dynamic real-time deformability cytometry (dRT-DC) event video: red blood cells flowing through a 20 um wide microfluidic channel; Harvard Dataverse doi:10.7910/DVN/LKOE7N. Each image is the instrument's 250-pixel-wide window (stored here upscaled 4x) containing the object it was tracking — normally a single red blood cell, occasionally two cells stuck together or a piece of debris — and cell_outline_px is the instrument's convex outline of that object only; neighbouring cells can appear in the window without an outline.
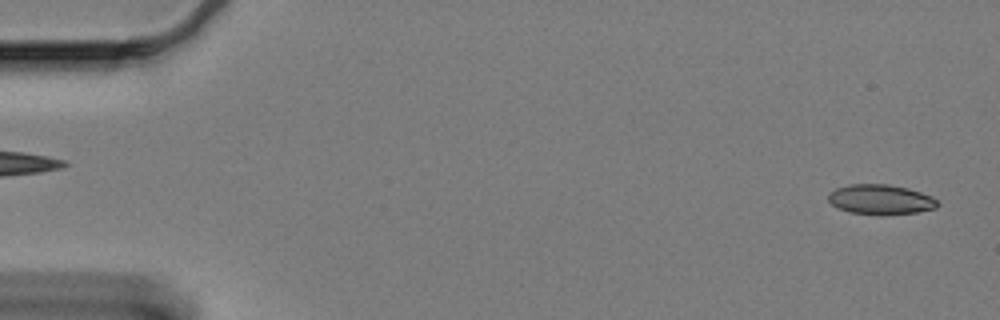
{"species": "Egyptian fruit bat (a non-hibernating species)", "species_latin": "Rousettus aegyptiacus", "temperature_condition": "cold", "stored_images_in_passage": 61, "camera_frame_rate_fps": 3000, "um_per_image_px": 0.085, "animal": {"sex": "female"}, "frame": {"image": 1, "passage_image": 3, "time_ms": 0.667, "image_size_px": [1000, 320], "cell_outline_px": [[940, 204], [936, 208], [916, 212], [848, 212], [832, 204], [828, 200], [828, 192], [836, 188], [848, 184], [888, 184], [908, 188], [932, 196]], "centroid_in_image_um": [74.84, 16.9], "position_along_channel_um": 10.2, "area_um2": 18.32}}
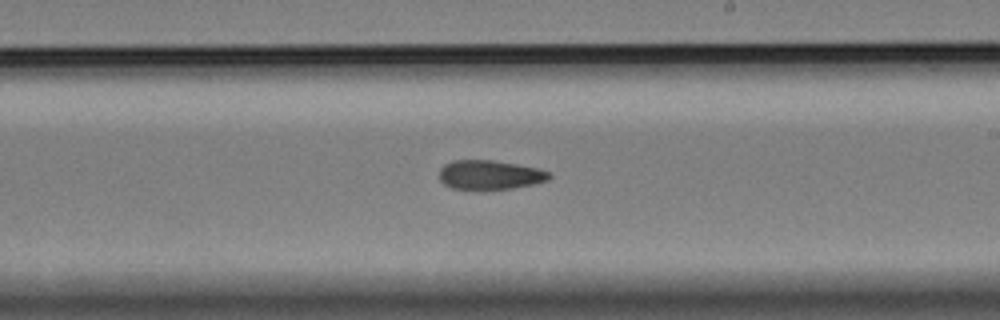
{"frame": {"image": 2, "passage_image": 36, "time_ms": 11.667, "image_size_px": [1000, 320], "cell_outline_px": [[552, 176], [548, 180], [532, 184], [512, 188], [452, 188], [444, 184], [440, 180], [440, 168], [444, 164], [452, 160], [492, 160], [516, 164], [536, 168], [548, 172]], "centroid_in_image_um": [41.61, 14.84], "position_along_channel_um": 247.4, "area_um2": 18.32}}
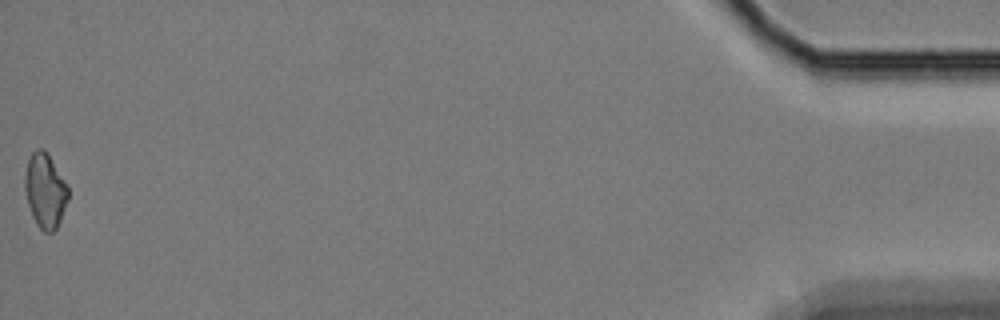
{"frame": {"image": 3, "passage_image": 61, "time_ms": 20.0, "image_size_px": [1000, 320], "cell_outline_px": [[68, 200], [60, 220], [56, 228], [52, 232], [44, 232], [36, 224], [32, 216], [28, 204], [24, 188], [24, 176], [28, 160], [32, 152], [36, 148], [44, 148], [68, 188]], "centroid_in_image_um": [3.81, 16.21], "position_along_channel_um": 431.4, "area_um2": 18.55}, "authors_computed_cell_mechanics": {"area_um2": 19.074, "velocity_mm_per_s": 3.3188, "shape_relaxation_time_tau1_ms": null, "shape_relaxation_time_tau2_ms": 7.494, "deformation_change_tau1": null, "deformation_change_tau2": 0.1414}}